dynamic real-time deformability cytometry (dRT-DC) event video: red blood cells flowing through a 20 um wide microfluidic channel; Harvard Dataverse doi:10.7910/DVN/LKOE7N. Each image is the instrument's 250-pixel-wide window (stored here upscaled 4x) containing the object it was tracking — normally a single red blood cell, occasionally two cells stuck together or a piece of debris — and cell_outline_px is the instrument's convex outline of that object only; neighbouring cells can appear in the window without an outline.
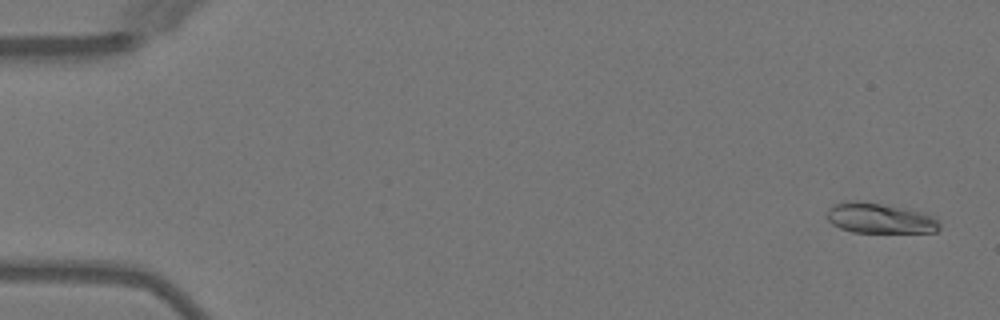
{"species": "Egyptian fruit bat (a non-hibernating species)", "species_latin": "Rousettus aegyptiacus", "temperature_condition": "warm", "stored_images_in_passage": 5, "camera_frame_rate_fps": 3000, "um_per_image_px": 0.085, "animal": {"sex": "female"}, "frame": {"image": 1, "passage_image": 1, "time_ms": 0.0, "image_size_px": [1000, 320], "cell_outline_px": [[940, 228], [936, 232], [852, 232], [840, 228], [832, 224], [828, 220], [828, 208], [832, 204], [848, 200], [860, 200], [904, 208], [924, 212], [940, 220]], "centroid_in_image_um": [74.78, 18.54], "position_along_channel_um": 10.2, "area_um2": 20.06}}